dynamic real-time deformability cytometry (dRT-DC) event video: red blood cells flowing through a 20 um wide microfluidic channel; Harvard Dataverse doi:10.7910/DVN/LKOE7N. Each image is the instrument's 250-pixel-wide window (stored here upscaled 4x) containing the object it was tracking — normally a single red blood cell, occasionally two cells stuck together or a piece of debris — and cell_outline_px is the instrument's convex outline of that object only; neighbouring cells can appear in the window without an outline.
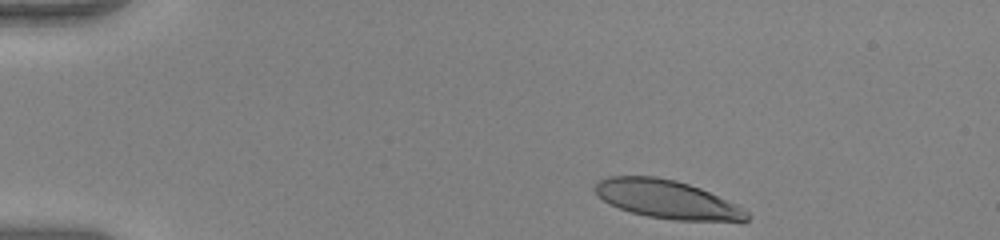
{"species": "human", "species_latin": "Homo sapiens", "temperature_condition": "warm", "stored_images_in_passage": 44, "camera_frame_rate_fps": 3000, "um_per_image_px": 0.085, "donor": {"sex": "female"}, "frame": {"image": 1, "passage_image": 1, "time_ms": 0.0, "image_size_px": [1000, 240], "cell_outline_px": [[752, 216], [748, 220], [740, 224], [676, 220], [648, 216], [632, 212], [608, 204], [596, 192], [596, 184], [600, 180], [608, 176], [656, 176], [676, 180], [700, 188], [736, 204], [748, 212]], "centroid_in_image_um": [56.84, 16.99], "position_along_channel_um": 28.2, "area_um2": 34.45}}
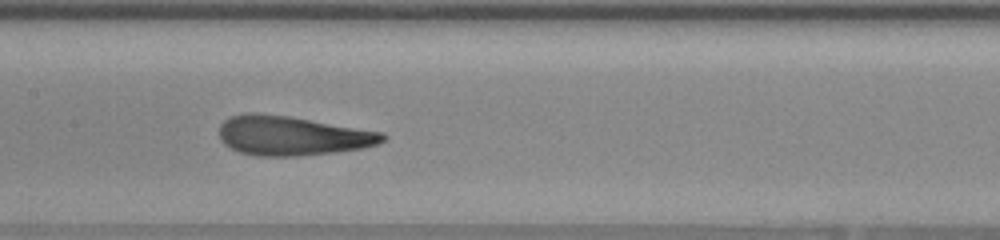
{"frame": {"image": 2, "passage_image": 19, "time_ms": 6.0, "image_size_px": [1000, 240], "cell_outline_px": [[388, 136], [384, 140], [376, 144], [364, 148], [336, 152], [296, 156], [256, 156], [240, 152], [224, 144], [220, 140], [220, 124], [224, 120], [232, 116], [244, 112], [256, 112], [288, 116], [384, 132]], "centroid_in_image_um": [24.83, 11.53], "position_along_channel_um": 182.6, "area_um2": 37.63}}
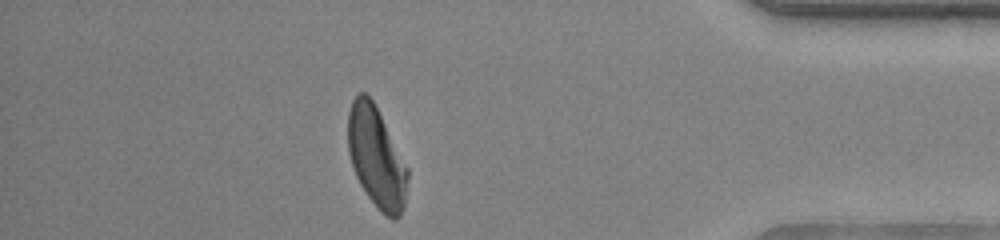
{"frame": {"image": 3, "passage_image": 38, "time_ms": 12.333, "image_size_px": [1000, 240], "cell_outline_px": [[408, 176], [404, 204], [400, 216], [396, 220], [392, 220], [380, 212], [368, 196], [360, 184], [356, 176], [348, 152], [348, 112], [352, 100], [360, 92], [364, 92], [372, 100], [408, 168]], "centroid_in_image_um": [31.98, 13.41], "position_along_channel_um": 403.2, "area_um2": 34.62}, "authors_computed_cell_mechanics": {"area_um2": 36.3851, "velocity_mm_per_s": 4.0102, "shape_relaxation_time_tau1_ms": 3.4341, "shape_relaxation_time_tau2_ms": 0.7976, "deformation_change_tau1": 0.2054, "deformation_change_tau2": 0.0812}}